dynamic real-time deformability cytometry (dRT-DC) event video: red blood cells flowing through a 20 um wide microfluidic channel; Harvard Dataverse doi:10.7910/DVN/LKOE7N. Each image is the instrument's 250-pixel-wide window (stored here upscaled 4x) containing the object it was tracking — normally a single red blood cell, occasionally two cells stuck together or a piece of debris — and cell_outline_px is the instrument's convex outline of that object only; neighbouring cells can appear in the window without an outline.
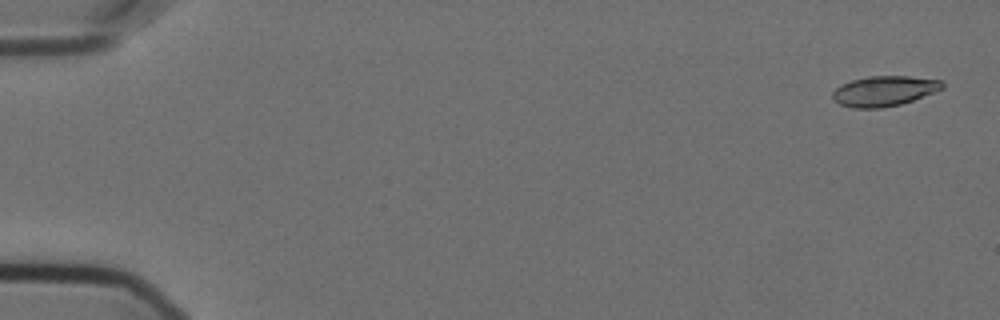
{"species": "Egyptian fruit bat (a non-hibernating species)", "species_latin": "Rousettus aegyptiacus", "temperature_condition": "cold", "stored_images_in_passage": 18, "camera_frame_rate_fps": 3000, "um_per_image_px": 0.085, "animal": {"sex": "female"}, "frame": {"image": 1, "passage_image": 2, "time_ms": 0.333, "image_size_px": [1000, 320], "cell_outline_px": [[944, 88], [912, 100], [900, 104], [880, 108], [852, 108], [840, 104], [832, 100], [832, 92], [840, 84], [852, 80], [868, 76], [908, 76], [944, 80]], "centroid_in_image_um": [75.13, 7.73], "position_along_channel_um": 9.9, "area_um2": 19.36}}
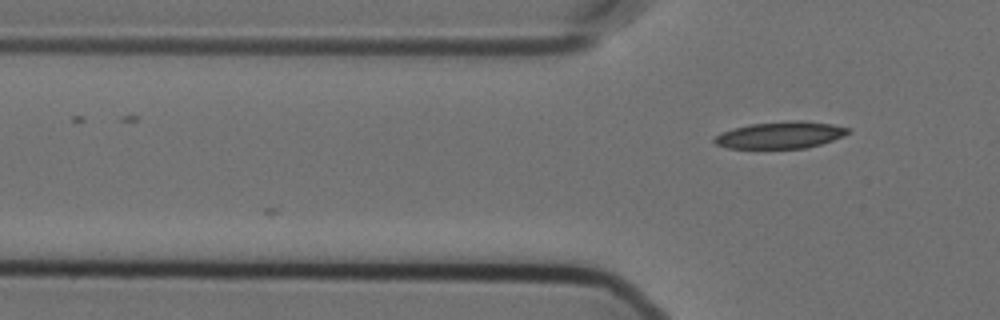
{"frame": {"image": 2, "passage_image": 18, "time_ms": 5.667, "image_size_px": [1000, 320], "cell_outline_px": [[848, 132], [844, 136], [808, 148], [728, 148], [716, 144], [712, 140], [716, 136], [732, 128], [748, 124], [792, 120], [800, 120], [832, 124], [848, 128]], "centroid_in_image_um": [66.32, 11.47], "position_along_channel_um": 59.5, "area_um2": 20.81}}